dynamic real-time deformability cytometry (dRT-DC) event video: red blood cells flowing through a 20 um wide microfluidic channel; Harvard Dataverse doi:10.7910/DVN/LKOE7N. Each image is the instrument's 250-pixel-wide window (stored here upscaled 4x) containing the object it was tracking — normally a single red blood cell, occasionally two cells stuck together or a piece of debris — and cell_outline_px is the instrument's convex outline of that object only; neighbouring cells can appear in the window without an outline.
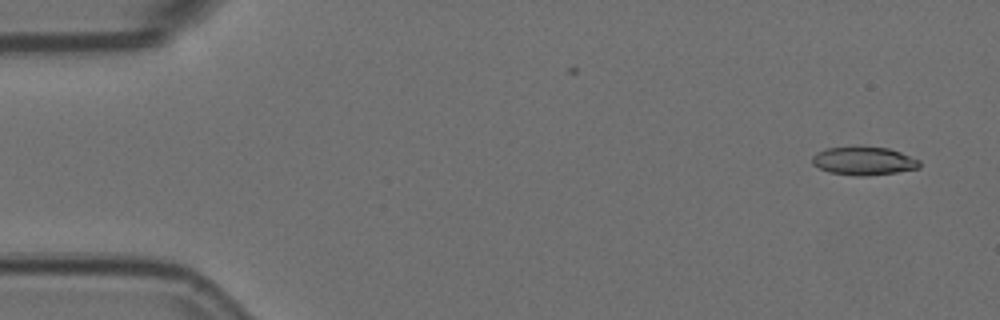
{"species": "Egyptian fruit bat (a non-hibernating species)", "species_latin": "Rousettus aegyptiacus", "temperature_condition": "room temperature", "stored_images_in_passage": 4, "camera_frame_rate_fps": 3000, "um_per_image_px": 0.085, "animal": {"sex": "female"}, "frame": {"image": 1, "passage_image": 1, "time_ms": 0.0, "image_size_px": [1000, 320], "cell_outline_px": [[920, 168], [896, 172], [864, 176], [856, 176], [828, 172], [812, 164], [812, 156], [816, 152], [828, 148], [888, 148], [900, 152], [920, 160]], "centroid_in_image_um": [73.42, 13.7], "position_along_channel_um": 11.6, "area_um2": 17.34}}